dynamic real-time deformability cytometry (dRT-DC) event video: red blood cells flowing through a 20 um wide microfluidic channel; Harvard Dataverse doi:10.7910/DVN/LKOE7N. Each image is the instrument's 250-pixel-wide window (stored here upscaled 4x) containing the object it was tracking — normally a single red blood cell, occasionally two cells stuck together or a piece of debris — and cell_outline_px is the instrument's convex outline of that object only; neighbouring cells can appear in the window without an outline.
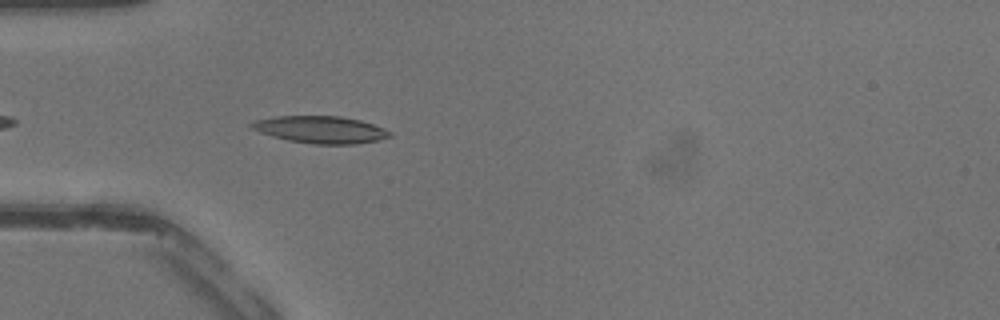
{"species": "common noctule bat (a hibernating species)", "species_latin": "Nyctalus noctula", "temperature_condition": "warm", "stored_images_in_passage": 13, "camera_frame_rate_fps": 3000, "um_per_image_px": 0.085, "animal": {"sex": "male", "body_mass_g": 13.3}, "frame": {"image": 1, "passage_image": 3, "time_ms": 0.667, "image_size_px": [1000, 320], "cell_outline_px": [[392, 136], [380, 140], [356, 144], [312, 144], [288, 140], [260, 132], [252, 128], [248, 124], [256, 120], [276, 116], [340, 116], [360, 120], [384, 128], [392, 132]], "centroid_in_image_um": [27.29, 11.02], "position_along_channel_um": 57.7, "area_um2": 21.85}}
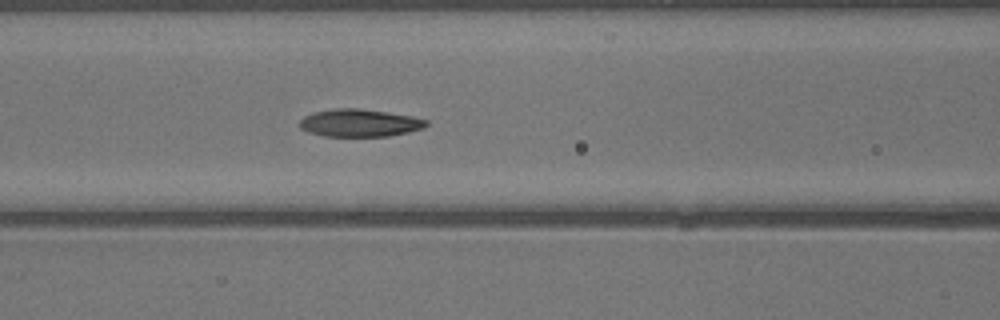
{"frame": {"image": 2, "passage_image": 8, "time_ms": 2.333, "image_size_px": [1000, 320], "cell_outline_px": [[428, 124], [424, 128], [408, 132], [388, 136], [324, 136], [308, 132], [300, 128], [300, 120], [304, 116], [312, 112], [332, 108], [360, 108], [388, 112], [412, 116], [428, 120]], "centroid_in_image_um": [30.56, 10.44], "position_along_channel_um": 136.0, "area_um2": 20.52}}
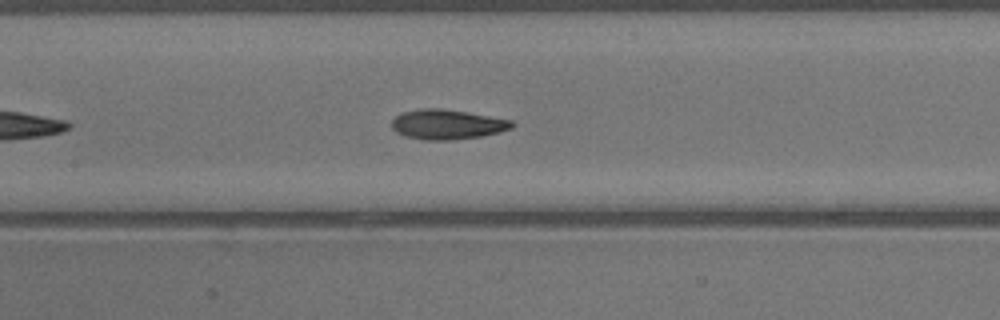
{"frame": {"image": 3, "passage_image": 10, "time_ms": 3.0, "image_size_px": [1000, 320], "cell_outline_px": [[516, 124], [512, 128], [500, 132], [484, 136], [452, 140], [424, 140], [408, 136], [396, 132], [392, 128], [392, 120], [400, 112], [420, 108], [440, 108], [468, 112], [512, 120]], "centroid_in_image_um": [38.03, 10.57], "position_along_channel_um": 169.4, "area_um2": 21.1}}